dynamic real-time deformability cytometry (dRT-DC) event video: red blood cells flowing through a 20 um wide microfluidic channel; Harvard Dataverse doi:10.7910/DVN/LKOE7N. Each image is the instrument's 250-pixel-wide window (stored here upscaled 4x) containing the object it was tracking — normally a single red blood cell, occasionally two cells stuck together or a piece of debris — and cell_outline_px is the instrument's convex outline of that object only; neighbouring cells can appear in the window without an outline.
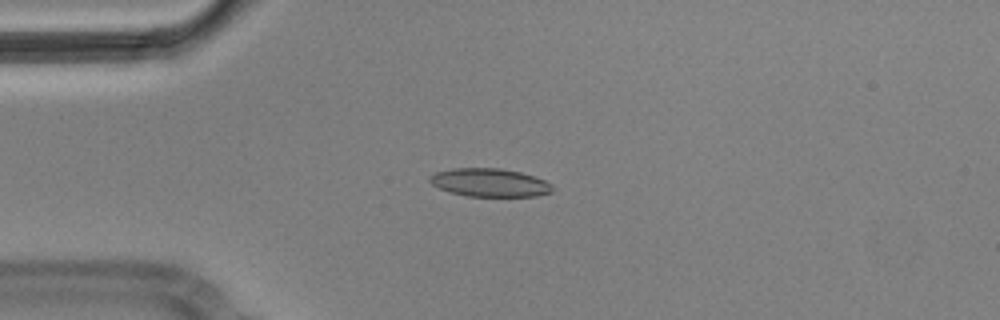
{"species": "Egyptian fruit bat (a non-hibernating species)", "species_latin": "Rousettus aegyptiacus", "temperature_condition": "cold", "stored_images_in_passage": 7, "camera_frame_rate_fps": 3000, "um_per_image_px": 0.085, "animal": {"sex": "male"}, "frame": {"image": 1, "passage_image": 4, "time_ms": 1.0, "image_size_px": [1000, 320], "cell_outline_px": [[552, 192], [536, 196], [468, 196], [448, 192], [432, 184], [428, 180], [428, 176], [436, 172], [452, 168], [500, 168], [520, 172], [544, 180], [552, 184]], "centroid_in_image_um": [41.59, 15.52], "position_along_channel_um": 43.4, "area_um2": 20.17}}